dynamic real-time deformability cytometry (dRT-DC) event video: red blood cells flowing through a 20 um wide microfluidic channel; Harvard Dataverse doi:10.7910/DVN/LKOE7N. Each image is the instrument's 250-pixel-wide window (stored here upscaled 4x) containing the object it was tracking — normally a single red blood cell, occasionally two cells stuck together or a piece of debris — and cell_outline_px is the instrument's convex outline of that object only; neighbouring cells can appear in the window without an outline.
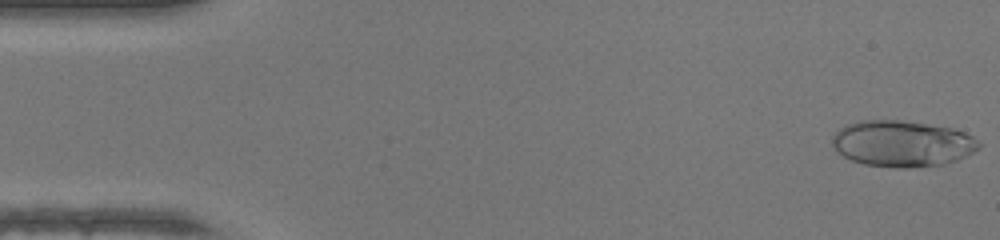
{"species": "human", "species_latin": "Homo sapiens", "temperature_condition": "warm", "stored_images_in_passage": 47, "camera_frame_rate_fps": 3000, "um_per_image_px": 0.085, "donor": {"sex": "female"}, "frame": {"image": 1, "passage_image": 1, "time_ms": 0.0, "image_size_px": [1000, 240], "cell_outline_px": [[980, 148], [956, 160], [944, 164], [908, 168], [896, 168], [864, 164], [852, 160], [844, 156], [832, 148], [832, 136], [840, 128], [848, 124], [860, 120], [900, 120], [952, 128], [964, 132], [972, 136], [980, 144]], "centroid_in_image_um": [76.66, 12.21], "position_along_channel_um": 8.3, "area_um2": 39.36}}
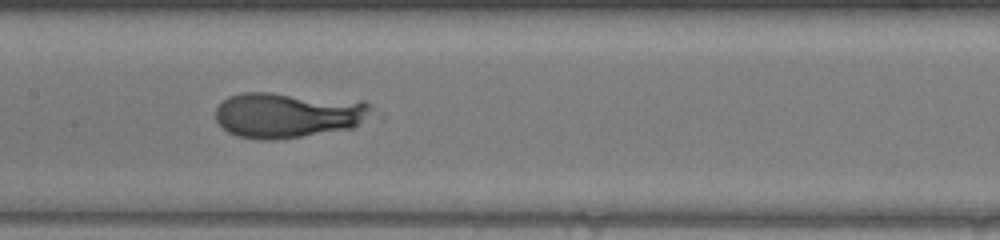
{"frame": {"image": 2, "passage_image": 23, "time_ms": 7.333, "image_size_px": [1000, 240], "cell_outline_px": [[376, 112], [352, 128], [300, 136], [272, 140], [260, 140], [236, 136], [228, 132], [216, 120], [216, 108], [228, 96], [240, 92], [272, 92], [364, 100]], "centroid_in_image_um": [24.5, 9.75], "position_along_channel_um": 182.9, "area_um2": 41.79}}
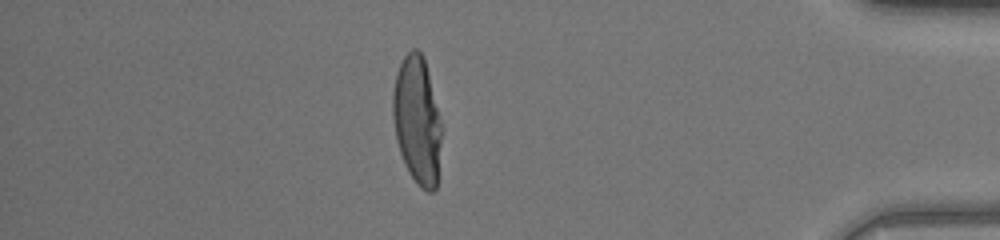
{"frame": {"image": 3, "passage_image": 41, "time_ms": 13.333, "image_size_px": [1000, 240], "cell_outline_px": [[440, 144], [436, 188], [432, 192], [428, 192], [420, 188], [416, 184], [408, 172], [404, 164], [396, 140], [392, 116], [392, 92], [396, 72], [404, 56], [412, 48], [416, 48], [424, 56], [440, 120]], "centroid_in_image_um": [35.42, 10.23], "position_along_channel_um": 399.8, "area_um2": 36.18}}